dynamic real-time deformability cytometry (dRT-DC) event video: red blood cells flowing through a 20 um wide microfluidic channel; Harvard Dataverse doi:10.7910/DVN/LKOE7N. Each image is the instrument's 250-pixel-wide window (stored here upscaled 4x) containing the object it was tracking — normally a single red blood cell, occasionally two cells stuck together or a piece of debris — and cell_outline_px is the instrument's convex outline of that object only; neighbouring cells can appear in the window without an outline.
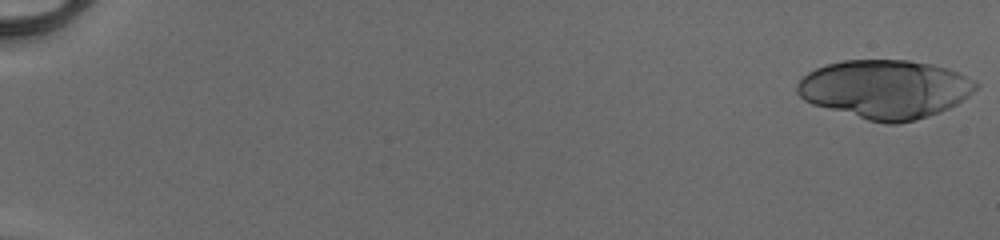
{"species": "human", "species_latin": "Homo sapiens", "temperature_condition": "cold", "stored_images_in_passage": 16, "camera_frame_rate_fps": 3000, "um_per_image_px": 0.085, "donor": {"sex": "male"}, "frame": {"image": 1, "passage_image": 1, "time_ms": 0.0, "image_size_px": [1000, 240], "cell_outline_px": [[980, 84], [968, 96], [956, 104], [940, 112], [916, 120], [896, 124], [888, 124], [868, 120], [812, 104], [804, 100], [796, 92], [796, 84], [808, 72], [816, 68], [828, 64], [844, 60], [908, 60], [948, 68], [960, 72]], "centroid_in_image_um": [75.24, 7.58], "position_along_channel_um": 9.8, "area_um2": 60.98}}
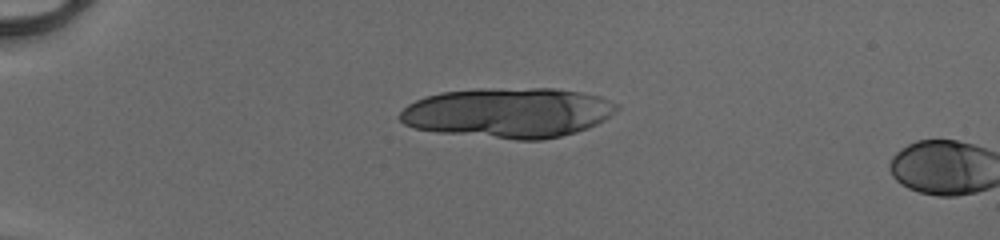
{"frame": {"image": 2, "passage_image": 14, "time_ms": 4.333, "image_size_px": [1000, 240], "cell_outline_px": [[620, 108], [604, 120], [588, 128], [576, 132], [560, 136], [540, 140], [516, 140], [440, 132], [416, 128], [404, 124], [400, 120], [400, 112], [408, 104], [416, 100], [440, 92], [480, 88], [552, 88], [580, 92], [600, 96], [620, 104]], "centroid_in_image_um": [43.24, 9.57], "position_along_channel_um": 41.8, "area_um2": 63.35}}